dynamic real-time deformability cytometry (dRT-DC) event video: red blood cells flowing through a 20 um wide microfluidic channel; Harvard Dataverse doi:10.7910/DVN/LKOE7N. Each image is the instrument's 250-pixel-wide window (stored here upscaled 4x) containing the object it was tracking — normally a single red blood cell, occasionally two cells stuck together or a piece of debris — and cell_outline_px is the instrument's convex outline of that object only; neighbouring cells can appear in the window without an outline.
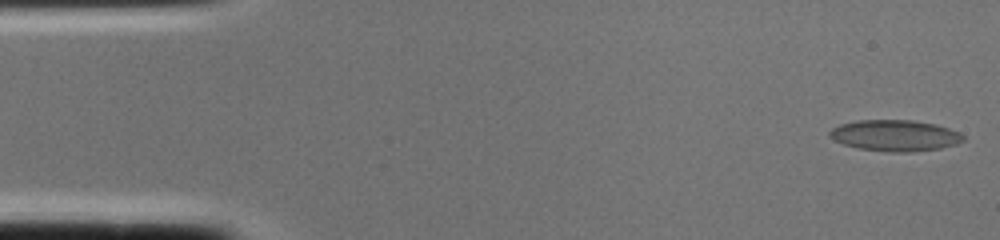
{"species": "common noctule bat (a hibernating species)", "species_latin": "Nyctalus noctula", "temperature_condition": "cold", "stored_images_in_passage": 2, "camera_frame_rate_fps": 3000, "um_per_image_px": 0.085, "animal": {"sex": "female", "body_mass_g": 22.0, "forearm_length_mm": 56.7}, "frame": {"image": 1, "passage_image": 1, "time_ms": 0.0, "image_size_px": [1000, 240], "cell_outline_px": [[964, 140], [956, 144], [940, 148], [912, 152], [892, 152], [856, 148], [844, 144], [828, 136], [828, 132], [832, 128], [840, 124], [856, 120], [912, 120], [936, 124], [960, 132], [964, 136]], "centroid_in_image_um": [76.07, 11.51], "position_along_channel_um": 8.9, "area_um2": 24.33}}
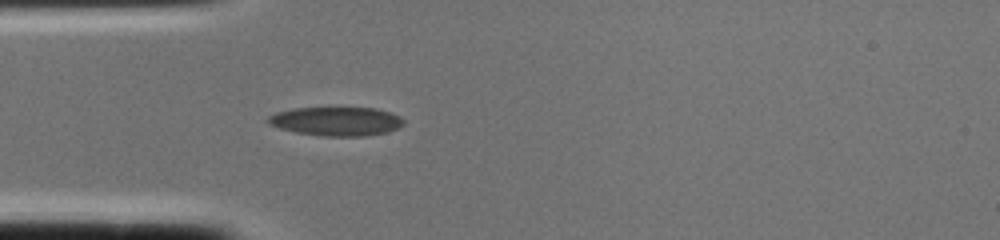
{"frame": {"image": 2, "passage_image": 2, "time_ms": 0.333, "image_size_px": [1000, 240], "cell_outline_px": [[404, 124], [400, 128], [388, 132], [364, 136], [320, 136], [296, 132], [280, 128], [268, 124], [264, 120], [268, 116], [276, 112], [296, 108], [376, 108], [400, 116], [404, 120]], "centroid_in_image_um": [28.58, 10.32], "position_along_channel_um": 56.4, "area_um2": 22.95}}